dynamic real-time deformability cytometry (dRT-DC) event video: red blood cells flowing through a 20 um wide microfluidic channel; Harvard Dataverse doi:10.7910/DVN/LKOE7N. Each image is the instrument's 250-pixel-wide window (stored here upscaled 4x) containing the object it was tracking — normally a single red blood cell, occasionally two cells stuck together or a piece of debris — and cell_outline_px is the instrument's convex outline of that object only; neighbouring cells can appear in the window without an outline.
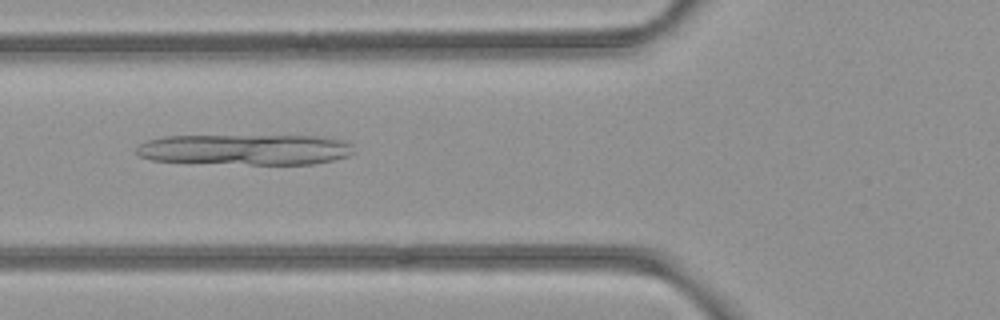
{"species": "common noctule bat (a hibernating species)", "species_latin": "Nyctalus noctula", "temperature_condition": "room temperature", "stored_images_in_passage": 6, "camera_frame_rate_fps": 3000, "um_per_image_px": 0.085, "animal": {"sex": "female", "body_mass_g": 21.9}, "frame": {"image": 1, "passage_image": 6, "time_ms": 1.667, "image_size_px": [1000, 320], "cell_outline_px": [[356, 152], [348, 156], [332, 160], [312, 164], [248, 164], [152, 160], [140, 156], [136, 152], [136, 148], [140, 144], [148, 140], [164, 136], [316, 136], [340, 140], [352, 144]], "centroid_in_image_um": [20.88, 12.71], "position_along_channel_um": 104.9, "area_um2": 38.67}}